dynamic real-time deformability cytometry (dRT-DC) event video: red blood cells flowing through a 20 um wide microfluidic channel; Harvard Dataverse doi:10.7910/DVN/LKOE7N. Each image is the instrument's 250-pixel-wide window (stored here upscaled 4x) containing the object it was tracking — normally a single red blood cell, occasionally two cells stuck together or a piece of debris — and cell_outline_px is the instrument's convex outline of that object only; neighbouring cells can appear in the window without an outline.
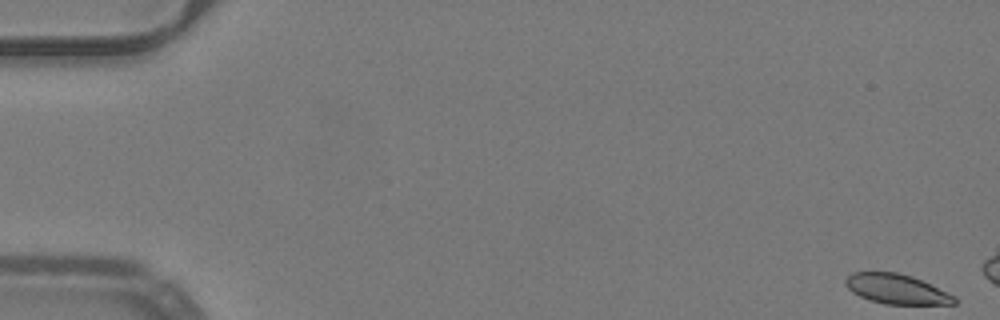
{"species": "common noctule bat (a hibernating species)", "species_latin": "Nyctalus noctula", "temperature_condition": "warm", "stored_images_in_passage": 12, "camera_frame_rate_fps": 3000, "um_per_image_px": 0.085, "animal": {"sex": "male", "body_mass_g": 19.2, "forearm_length_mm": 51.8}, "frame": {"image": 1, "passage_image": 1, "time_ms": 0.0, "image_size_px": [1000, 320], "cell_outline_px": [[956, 304], [884, 304], [868, 300], [852, 292], [844, 284], [844, 280], [852, 272], [896, 272], [912, 276], [956, 296]], "centroid_in_image_um": [76.18, 24.57], "position_along_channel_um": 8.8, "area_um2": 18.9}}